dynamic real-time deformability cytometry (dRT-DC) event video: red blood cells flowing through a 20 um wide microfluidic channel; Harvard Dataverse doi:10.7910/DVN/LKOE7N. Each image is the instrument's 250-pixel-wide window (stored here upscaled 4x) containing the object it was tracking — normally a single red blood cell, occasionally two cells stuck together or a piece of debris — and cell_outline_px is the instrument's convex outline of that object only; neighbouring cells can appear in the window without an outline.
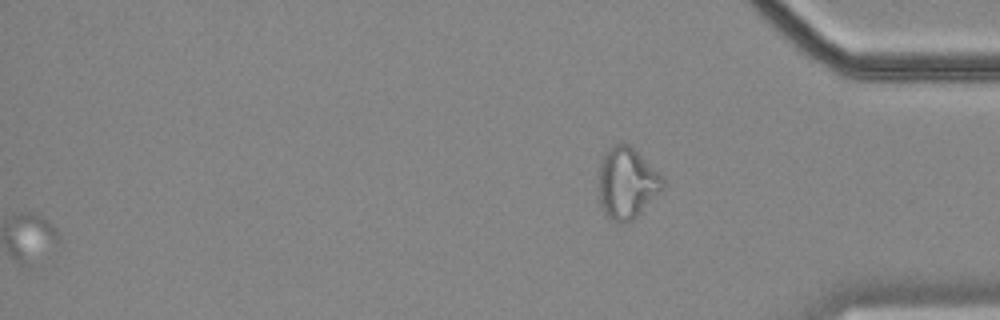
{"species": "common noctule bat (a hibernating species)", "species_latin": "Nyctalus noctula", "temperature_condition": "cold", "stored_images_in_passage": 52, "segment_of_instrument_passage": [2, 2], "camera_frame_rate_fps": 3000, "um_per_image_px": 0.085, "animal": {"sex": "female", "body_mass_g": 18.4}, "frame": {"image": 1, "passage_image": 52, "time_ms": 17.0, "image_size_px": [1000, 320], "cell_outline_px": [[664, 188], [632, 220], [612, 220], [600, 208], [596, 176], [604, 152], [616, 144], [628, 144], [660, 172], [664, 176]], "centroid_in_image_um": [53.25, 15.53], "position_along_channel_um": 381.9, "area_um2": 26.7}}